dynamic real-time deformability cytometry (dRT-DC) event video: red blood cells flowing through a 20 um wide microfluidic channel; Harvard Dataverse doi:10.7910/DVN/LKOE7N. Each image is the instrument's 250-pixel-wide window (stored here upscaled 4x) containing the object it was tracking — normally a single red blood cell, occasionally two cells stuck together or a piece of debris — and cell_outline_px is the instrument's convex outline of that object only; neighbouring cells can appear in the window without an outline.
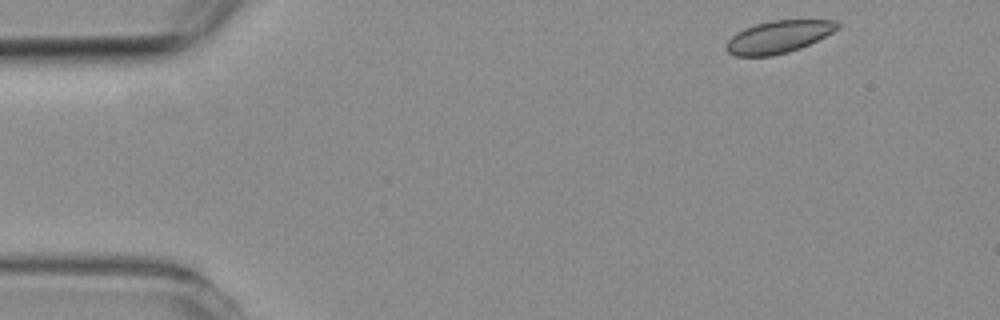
{"species": "common noctule bat (a hibernating species)", "species_latin": "Nyctalus noctula", "temperature_condition": "room temperature", "stored_images_in_passage": 3, "camera_frame_rate_fps": 3000, "um_per_image_px": 0.085, "animal": {"sex": "female", "body_mass_g": 19.3, "forearm_length_mm": 54.1}, "frame": {"image": 1, "passage_image": 1, "time_ms": 0.0, "image_size_px": [1000, 320], "cell_outline_px": [[840, 28], [800, 48], [788, 52], [772, 56], [736, 56], [728, 52], [724, 48], [728, 40], [736, 32], [744, 28], [756, 24], [772, 20], [836, 20], [840, 24]], "centroid_in_image_um": [66.15, 3.13], "position_along_channel_um": 18.9, "area_um2": 20.92}}
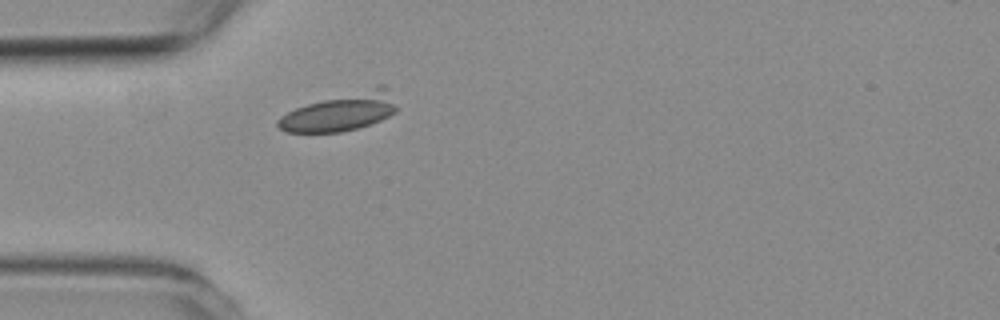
{"frame": {"image": 2, "passage_image": 3, "time_ms": 3.333, "image_size_px": [1000, 320], "cell_outline_px": [[396, 112], [380, 120], [356, 128], [340, 132], [284, 132], [276, 124], [276, 120], [280, 116], [296, 108], [308, 104], [376, 84], [384, 84], [396, 108]], "centroid_in_image_um": [28.93, 9.5], "position_along_channel_um": 56.1, "area_um2": 25.84}}